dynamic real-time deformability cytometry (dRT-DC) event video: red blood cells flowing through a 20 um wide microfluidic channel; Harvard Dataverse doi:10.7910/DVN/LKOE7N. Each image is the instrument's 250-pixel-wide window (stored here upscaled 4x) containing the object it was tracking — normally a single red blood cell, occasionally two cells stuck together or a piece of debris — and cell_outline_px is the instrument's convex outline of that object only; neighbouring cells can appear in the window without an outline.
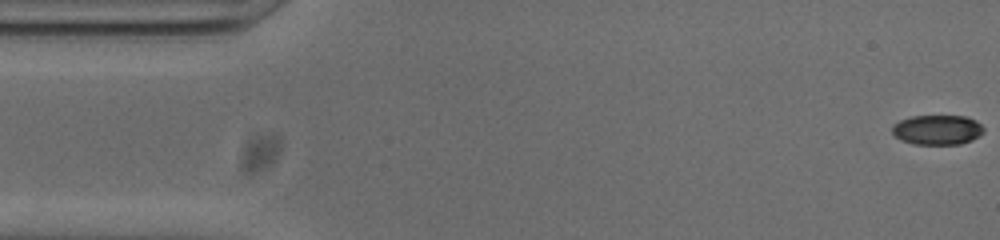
{"species": "common noctule bat (a hibernating species)", "species_latin": "Nyctalus noctula", "temperature_condition": "cold", "stored_images_in_passage": 53, "camera_frame_rate_fps": 3000, "um_per_image_px": 0.085, "animal": {"sex": "male", "body_mass_g": 20.0, "forearm_length_mm": 53.3}, "frame": {"image": 1, "passage_image": 1, "time_ms": 0.0, "image_size_px": [1000, 240], "cell_outline_px": [[984, 132], [980, 136], [972, 140], [960, 144], [916, 144], [900, 140], [892, 132], [892, 124], [900, 120], [912, 116], [964, 116], [976, 120], [984, 128]], "centroid_in_image_um": [79.68, 11.03], "position_along_channel_um": 5.3, "area_um2": 15.95}}
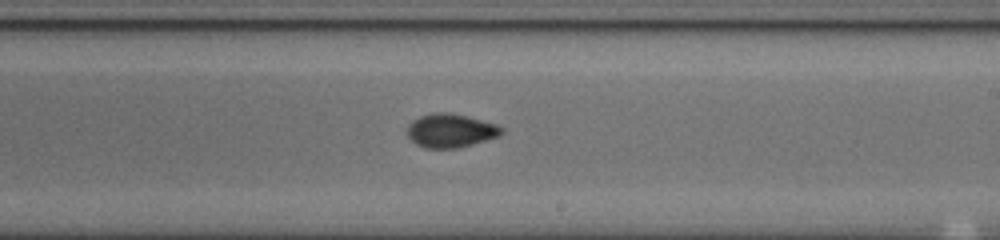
{"frame": {"image": 2, "passage_image": 30, "time_ms": 9.667, "image_size_px": [1000, 240], "cell_outline_px": [[504, 132], [500, 136], [456, 148], [424, 148], [416, 144], [408, 136], [408, 124], [412, 120], [420, 116], [436, 112], [448, 112], [496, 124], [504, 128]], "centroid_in_image_um": [38.29, 11.1], "position_along_channel_um": 250.7, "area_um2": 18.32}}
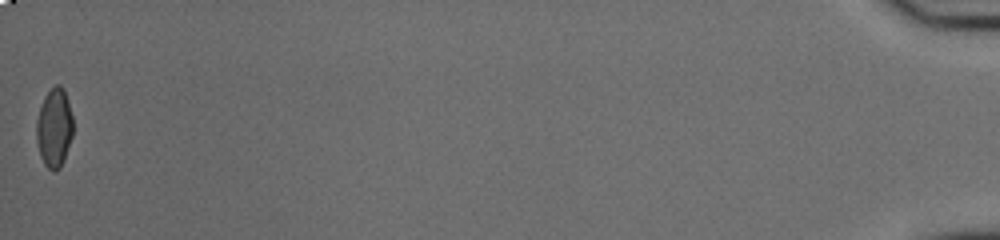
{"frame": {"image": 3, "passage_image": 53, "time_ms": 17.333, "image_size_px": [1000, 240], "cell_outline_px": [[72, 136], [64, 160], [60, 168], [56, 172], [52, 172], [44, 164], [40, 156], [36, 140], [36, 120], [44, 96], [56, 84], [60, 84], [64, 88], [72, 116]], "centroid_in_image_um": [4.6, 10.89], "position_along_channel_um": 430.6, "area_um2": 16.94}, "authors_computed_cell_mechanics": {"area_um2": 17.5712, "velocity_mm_per_s": 3.8171, "shape_relaxation_time_tau1_ms": null, "shape_relaxation_time_tau2_ms": 1.642, "deformation_change_tau1": null, "deformation_change_tau2": 0.0513}}